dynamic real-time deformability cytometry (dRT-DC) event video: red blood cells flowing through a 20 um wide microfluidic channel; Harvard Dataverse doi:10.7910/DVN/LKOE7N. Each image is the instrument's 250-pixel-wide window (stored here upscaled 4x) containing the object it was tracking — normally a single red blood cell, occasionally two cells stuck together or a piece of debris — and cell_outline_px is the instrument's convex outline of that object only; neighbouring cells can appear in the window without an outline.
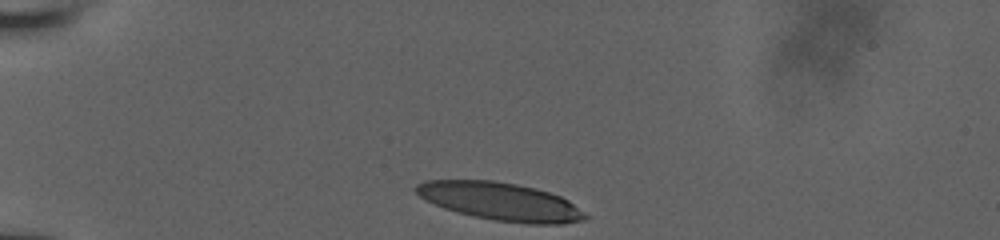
{"species": "human", "species_latin": "Homo sapiens", "temperature_condition": "room temperature", "stored_images_in_passage": 6, "camera_frame_rate_fps": 3000, "um_per_image_px": 0.085, "donor": {"sex": "male"}, "frame": {"image": 1, "passage_image": 1, "time_ms": 0.0, "image_size_px": [1000, 240], "cell_outline_px": [[588, 216], [584, 220], [564, 224], [528, 224], [492, 220], [472, 216], [456, 212], [444, 208], [424, 200], [412, 188], [416, 184], [424, 180], [492, 180], [516, 184], [536, 188], [560, 196], [568, 200], [584, 212]], "centroid_in_image_um": [42.5, 17.13], "position_along_channel_um": 42.5, "area_um2": 37.63}}
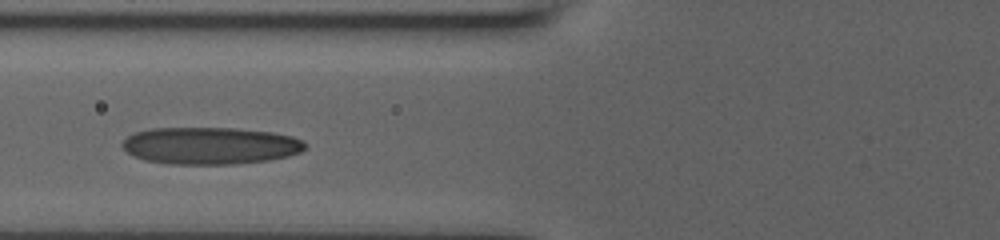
{"frame": {"image": 2, "passage_image": 5, "time_ms": 3.0, "image_size_px": [1000, 240], "cell_outline_px": [[308, 148], [300, 152], [288, 156], [268, 160], [236, 164], [172, 164], [144, 160], [132, 156], [120, 144], [128, 136], [136, 132], [152, 128], [232, 128], [272, 132], [292, 136], [304, 140], [308, 144]], "centroid_in_image_um": [17.9, 12.38], "position_along_channel_um": 107.9, "area_um2": 39.77}}